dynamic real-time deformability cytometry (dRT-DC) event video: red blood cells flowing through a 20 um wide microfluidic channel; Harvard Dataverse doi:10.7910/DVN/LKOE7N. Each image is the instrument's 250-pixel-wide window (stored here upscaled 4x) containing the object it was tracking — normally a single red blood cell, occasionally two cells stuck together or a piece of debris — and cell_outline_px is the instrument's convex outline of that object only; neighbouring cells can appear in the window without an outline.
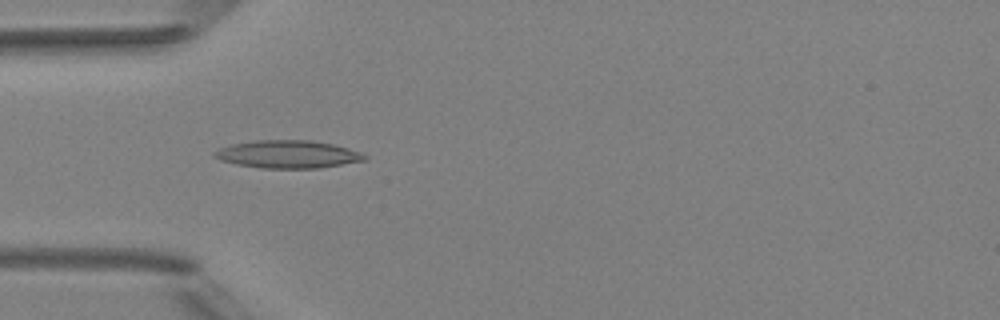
{"species": "Egyptian fruit bat (a non-hibernating species)", "species_latin": "Rousettus aegyptiacus", "temperature_condition": "room temperature", "stored_images_in_passage": 5, "camera_frame_rate_fps": 3000, "um_per_image_px": 0.085, "animal": {"sex": "female"}, "frame": {"image": 1, "passage_image": 4, "time_ms": 3.667, "image_size_px": [1000, 320], "cell_outline_px": [[368, 160], [320, 168], [260, 168], [236, 164], [220, 160], [212, 156], [212, 152], [220, 148], [232, 144], [256, 140], [312, 140], [332, 144], [348, 148], [360, 152], [368, 156]], "centroid_in_image_um": [24.47, 13.11], "position_along_channel_um": 60.5, "area_um2": 24.45}}
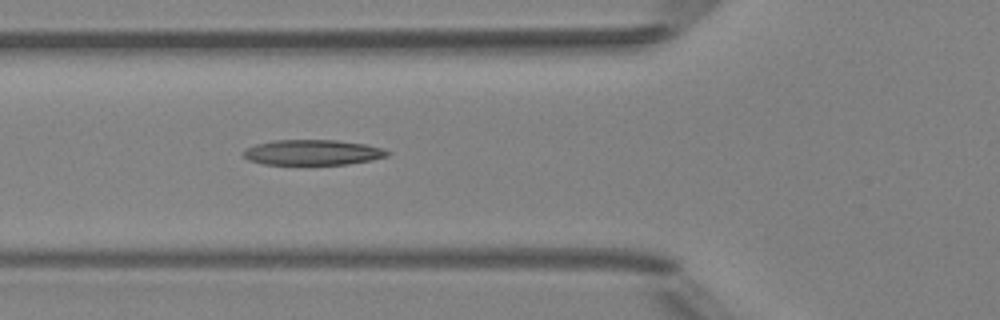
{"frame": {"image": 2, "passage_image": 5, "time_ms": 4.667, "image_size_px": [1000, 320], "cell_outline_px": [[392, 152], [388, 156], [372, 160], [348, 164], [264, 164], [248, 160], [244, 156], [244, 152], [248, 148], [256, 144], [276, 140], [336, 140], [364, 144], [384, 148]], "centroid_in_image_um": [26.64, 12.95], "position_along_channel_um": 99.2, "area_um2": 21.15}}